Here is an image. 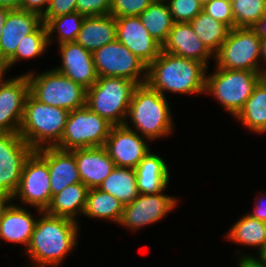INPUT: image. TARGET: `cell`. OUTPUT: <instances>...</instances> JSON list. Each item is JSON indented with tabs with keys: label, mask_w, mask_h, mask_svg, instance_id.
<instances>
[{
	"label": "cell",
	"mask_w": 266,
	"mask_h": 267,
	"mask_svg": "<svg viewBox=\"0 0 266 267\" xmlns=\"http://www.w3.org/2000/svg\"><path fill=\"white\" fill-rule=\"evenodd\" d=\"M39 215L29 245L23 250L31 260L28 267H60L78 244L79 222L45 211Z\"/></svg>",
	"instance_id": "obj_1"
},
{
	"label": "cell",
	"mask_w": 266,
	"mask_h": 267,
	"mask_svg": "<svg viewBox=\"0 0 266 267\" xmlns=\"http://www.w3.org/2000/svg\"><path fill=\"white\" fill-rule=\"evenodd\" d=\"M207 70L204 63L162 50L147 68L146 83L164 97L166 92L201 95L205 92Z\"/></svg>",
	"instance_id": "obj_2"
},
{
	"label": "cell",
	"mask_w": 266,
	"mask_h": 267,
	"mask_svg": "<svg viewBox=\"0 0 266 267\" xmlns=\"http://www.w3.org/2000/svg\"><path fill=\"white\" fill-rule=\"evenodd\" d=\"M169 104L166 97L147 83L139 84L133 91L124 125L140 132L149 142L169 136L175 129Z\"/></svg>",
	"instance_id": "obj_3"
},
{
	"label": "cell",
	"mask_w": 266,
	"mask_h": 267,
	"mask_svg": "<svg viewBox=\"0 0 266 267\" xmlns=\"http://www.w3.org/2000/svg\"><path fill=\"white\" fill-rule=\"evenodd\" d=\"M69 111L47 105L28 94L19 134L33 149L55 147L60 141Z\"/></svg>",
	"instance_id": "obj_4"
},
{
	"label": "cell",
	"mask_w": 266,
	"mask_h": 267,
	"mask_svg": "<svg viewBox=\"0 0 266 267\" xmlns=\"http://www.w3.org/2000/svg\"><path fill=\"white\" fill-rule=\"evenodd\" d=\"M214 67V73L206 74L204 94L212 95L224 111L235 117L265 75L255 71Z\"/></svg>",
	"instance_id": "obj_5"
},
{
	"label": "cell",
	"mask_w": 266,
	"mask_h": 267,
	"mask_svg": "<svg viewBox=\"0 0 266 267\" xmlns=\"http://www.w3.org/2000/svg\"><path fill=\"white\" fill-rule=\"evenodd\" d=\"M137 84L122 77H98L86 90L85 105L113 126L124 125Z\"/></svg>",
	"instance_id": "obj_6"
},
{
	"label": "cell",
	"mask_w": 266,
	"mask_h": 267,
	"mask_svg": "<svg viewBox=\"0 0 266 267\" xmlns=\"http://www.w3.org/2000/svg\"><path fill=\"white\" fill-rule=\"evenodd\" d=\"M26 74L29 93L40 102L69 112L85 106L86 89L54 68L41 73L31 70Z\"/></svg>",
	"instance_id": "obj_7"
},
{
	"label": "cell",
	"mask_w": 266,
	"mask_h": 267,
	"mask_svg": "<svg viewBox=\"0 0 266 267\" xmlns=\"http://www.w3.org/2000/svg\"><path fill=\"white\" fill-rule=\"evenodd\" d=\"M113 125L86 105L69 112L61 141L62 150L103 147Z\"/></svg>",
	"instance_id": "obj_8"
},
{
	"label": "cell",
	"mask_w": 266,
	"mask_h": 267,
	"mask_svg": "<svg viewBox=\"0 0 266 267\" xmlns=\"http://www.w3.org/2000/svg\"><path fill=\"white\" fill-rule=\"evenodd\" d=\"M34 207L37 214L45 211L52 200L50 175L47 165V147L34 150L26 159L19 186L13 200Z\"/></svg>",
	"instance_id": "obj_9"
},
{
	"label": "cell",
	"mask_w": 266,
	"mask_h": 267,
	"mask_svg": "<svg viewBox=\"0 0 266 267\" xmlns=\"http://www.w3.org/2000/svg\"><path fill=\"white\" fill-rule=\"evenodd\" d=\"M261 38L252 28L230 29L220 50L215 54L218 68L261 72Z\"/></svg>",
	"instance_id": "obj_10"
},
{
	"label": "cell",
	"mask_w": 266,
	"mask_h": 267,
	"mask_svg": "<svg viewBox=\"0 0 266 267\" xmlns=\"http://www.w3.org/2000/svg\"><path fill=\"white\" fill-rule=\"evenodd\" d=\"M98 77H122L146 83L148 66L117 39L92 53Z\"/></svg>",
	"instance_id": "obj_11"
},
{
	"label": "cell",
	"mask_w": 266,
	"mask_h": 267,
	"mask_svg": "<svg viewBox=\"0 0 266 267\" xmlns=\"http://www.w3.org/2000/svg\"><path fill=\"white\" fill-rule=\"evenodd\" d=\"M178 201V198L164 194V191L158 194H139L132 202L124 205L119 225L129 231H139L165 218L177 207Z\"/></svg>",
	"instance_id": "obj_12"
},
{
	"label": "cell",
	"mask_w": 266,
	"mask_h": 267,
	"mask_svg": "<svg viewBox=\"0 0 266 267\" xmlns=\"http://www.w3.org/2000/svg\"><path fill=\"white\" fill-rule=\"evenodd\" d=\"M33 151L19 133L0 132V192L15 194L24 163Z\"/></svg>",
	"instance_id": "obj_13"
},
{
	"label": "cell",
	"mask_w": 266,
	"mask_h": 267,
	"mask_svg": "<svg viewBox=\"0 0 266 267\" xmlns=\"http://www.w3.org/2000/svg\"><path fill=\"white\" fill-rule=\"evenodd\" d=\"M4 76L0 78V132L19 133L29 94L28 76Z\"/></svg>",
	"instance_id": "obj_14"
},
{
	"label": "cell",
	"mask_w": 266,
	"mask_h": 267,
	"mask_svg": "<svg viewBox=\"0 0 266 267\" xmlns=\"http://www.w3.org/2000/svg\"><path fill=\"white\" fill-rule=\"evenodd\" d=\"M148 139L125 125L112 126L104 147L117 167L135 169L151 150Z\"/></svg>",
	"instance_id": "obj_15"
},
{
	"label": "cell",
	"mask_w": 266,
	"mask_h": 267,
	"mask_svg": "<svg viewBox=\"0 0 266 267\" xmlns=\"http://www.w3.org/2000/svg\"><path fill=\"white\" fill-rule=\"evenodd\" d=\"M116 39L149 66L161 53L162 45L144 28L138 16L115 18Z\"/></svg>",
	"instance_id": "obj_16"
},
{
	"label": "cell",
	"mask_w": 266,
	"mask_h": 267,
	"mask_svg": "<svg viewBox=\"0 0 266 267\" xmlns=\"http://www.w3.org/2000/svg\"><path fill=\"white\" fill-rule=\"evenodd\" d=\"M58 50L62 64L53 67L55 70L80 84L86 90L94 85L98 75L95 70L92 52L84 49L76 41L60 44Z\"/></svg>",
	"instance_id": "obj_17"
},
{
	"label": "cell",
	"mask_w": 266,
	"mask_h": 267,
	"mask_svg": "<svg viewBox=\"0 0 266 267\" xmlns=\"http://www.w3.org/2000/svg\"><path fill=\"white\" fill-rule=\"evenodd\" d=\"M43 23L42 17L21 9L11 10L0 37V62L4 64L15 52L20 41Z\"/></svg>",
	"instance_id": "obj_18"
},
{
	"label": "cell",
	"mask_w": 266,
	"mask_h": 267,
	"mask_svg": "<svg viewBox=\"0 0 266 267\" xmlns=\"http://www.w3.org/2000/svg\"><path fill=\"white\" fill-rule=\"evenodd\" d=\"M162 50L173 55L197 60L204 63L208 68V61L215 59V55L194 33L190 22L174 23Z\"/></svg>",
	"instance_id": "obj_19"
},
{
	"label": "cell",
	"mask_w": 266,
	"mask_h": 267,
	"mask_svg": "<svg viewBox=\"0 0 266 267\" xmlns=\"http://www.w3.org/2000/svg\"><path fill=\"white\" fill-rule=\"evenodd\" d=\"M74 153L80 180L89 189L98 188L116 167L106 148H78Z\"/></svg>",
	"instance_id": "obj_20"
},
{
	"label": "cell",
	"mask_w": 266,
	"mask_h": 267,
	"mask_svg": "<svg viewBox=\"0 0 266 267\" xmlns=\"http://www.w3.org/2000/svg\"><path fill=\"white\" fill-rule=\"evenodd\" d=\"M34 214L20 204L12 203L0 218V240L27 248L38 219Z\"/></svg>",
	"instance_id": "obj_21"
},
{
	"label": "cell",
	"mask_w": 266,
	"mask_h": 267,
	"mask_svg": "<svg viewBox=\"0 0 266 267\" xmlns=\"http://www.w3.org/2000/svg\"><path fill=\"white\" fill-rule=\"evenodd\" d=\"M47 165L52 197L68 185L81 182L74 153L57 147H47Z\"/></svg>",
	"instance_id": "obj_22"
},
{
	"label": "cell",
	"mask_w": 266,
	"mask_h": 267,
	"mask_svg": "<svg viewBox=\"0 0 266 267\" xmlns=\"http://www.w3.org/2000/svg\"><path fill=\"white\" fill-rule=\"evenodd\" d=\"M136 171V183L139 194H158L166 191L170 172L165 160L151 150L139 162Z\"/></svg>",
	"instance_id": "obj_23"
},
{
	"label": "cell",
	"mask_w": 266,
	"mask_h": 267,
	"mask_svg": "<svg viewBox=\"0 0 266 267\" xmlns=\"http://www.w3.org/2000/svg\"><path fill=\"white\" fill-rule=\"evenodd\" d=\"M116 21L112 15L85 17L76 42L84 49L94 52L116 40Z\"/></svg>",
	"instance_id": "obj_24"
},
{
	"label": "cell",
	"mask_w": 266,
	"mask_h": 267,
	"mask_svg": "<svg viewBox=\"0 0 266 267\" xmlns=\"http://www.w3.org/2000/svg\"><path fill=\"white\" fill-rule=\"evenodd\" d=\"M88 190L89 188L82 182L66 186L52 197L45 212L52 216L66 217L78 222L77 218L83 215L85 210Z\"/></svg>",
	"instance_id": "obj_25"
},
{
	"label": "cell",
	"mask_w": 266,
	"mask_h": 267,
	"mask_svg": "<svg viewBox=\"0 0 266 267\" xmlns=\"http://www.w3.org/2000/svg\"><path fill=\"white\" fill-rule=\"evenodd\" d=\"M234 119L251 132L259 135L266 133V76L255 87Z\"/></svg>",
	"instance_id": "obj_26"
},
{
	"label": "cell",
	"mask_w": 266,
	"mask_h": 267,
	"mask_svg": "<svg viewBox=\"0 0 266 267\" xmlns=\"http://www.w3.org/2000/svg\"><path fill=\"white\" fill-rule=\"evenodd\" d=\"M225 235L229 242L256 248L260 253L266 245V222L252 218L249 214L242 216Z\"/></svg>",
	"instance_id": "obj_27"
},
{
	"label": "cell",
	"mask_w": 266,
	"mask_h": 267,
	"mask_svg": "<svg viewBox=\"0 0 266 267\" xmlns=\"http://www.w3.org/2000/svg\"><path fill=\"white\" fill-rule=\"evenodd\" d=\"M124 205L112 194L98 188L88 190L86 206L83 215L88 218L110 220L119 224Z\"/></svg>",
	"instance_id": "obj_28"
},
{
	"label": "cell",
	"mask_w": 266,
	"mask_h": 267,
	"mask_svg": "<svg viewBox=\"0 0 266 267\" xmlns=\"http://www.w3.org/2000/svg\"><path fill=\"white\" fill-rule=\"evenodd\" d=\"M98 189L112 194L123 205L129 204L139 195L135 169L116 166Z\"/></svg>",
	"instance_id": "obj_29"
},
{
	"label": "cell",
	"mask_w": 266,
	"mask_h": 267,
	"mask_svg": "<svg viewBox=\"0 0 266 267\" xmlns=\"http://www.w3.org/2000/svg\"><path fill=\"white\" fill-rule=\"evenodd\" d=\"M138 17L150 35L163 46L175 23L166 0H155Z\"/></svg>",
	"instance_id": "obj_30"
},
{
	"label": "cell",
	"mask_w": 266,
	"mask_h": 267,
	"mask_svg": "<svg viewBox=\"0 0 266 267\" xmlns=\"http://www.w3.org/2000/svg\"><path fill=\"white\" fill-rule=\"evenodd\" d=\"M194 33L200 41L215 55L228 36L230 28L215 20L203 10L190 21Z\"/></svg>",
	"instance_id": "obj_31"
},
{
	"label": "cell",
	"mask_w": 266,
	"mask_h": 267,
	"mask_svg": "<svg viewBox=\"0 0 266 267\" xmlns=\"http://www.w3.org/2000/svg\"><path fill=\"white\" fill-rule=\"evenodd\" d=\"M48 47V32L46 24L43 22L33 33L20 41L16 52L3 64L4 71L8 73V70L19 61H27L44 55Z\"/></svg>",
	"instance_id": "obj_32"
},
{
	"label": "cell",
	"mask_w": 266,
	"mask_h": 267,
	"mask_svg": "<svg viewBox=\"0 0 266 267\" xmlns=\"http://www.w3.org/2000/svg\"><path fill=\"white\" fill-rule=\"evenodd\" d=\"M84 19L85 16L78 12L60 15L55 18H42L47 27L49 45L54 43L55 39L58 45L75 42ZM53 35H57L55 39Z\"/></svg>",
	"instance_id": "obj_33"
},
{
	"label": "cell",
	"mask_w": 266,
	"mask_h": 267,
	"mask_svg": "<svg viewBox=\"0 0 266 267\" xmlns=\"http://www.w3.org/2000/svg\"><path fill=\"white\" fill-rule=\"evenodd\" d=\"M235 28H252L266 13V0H231Z\"/></svg>",
	"instance_id": "obj_34"
},
{
	"label": "cell",
	"mask_w": 266,
	"mask_h": 267,
	"mask_svg": "<svg viewBox=\"0 0 266 267\" xmlns=\"http://www.w3.org/2000/svg\"><path fill=\"white\" fill-rule=\"evenodd\" d=\"M175 23L193 20L202 10L200 0H166Z\"/></svg>",
	"instance_id": "obj_35"
},
{
	"label": "cell",
	"mask_w": 266,
	"mask_h": 267,
	"mask_svg": "<svg viewBox=\"0 0 266 267\" xmlns=\"http://www.w3.org/2000/svg\"><path fill=\"white\" fill-rule=\"evenodd\" d=\"M155 0H112L110 15L114 18L139 16Z\"/></svg>",
	"instance_id": "obj_36"
},
{
	"label": "cell",
	"mask_w": 266,
	"mask_h": 267,
	"mask_svg": "<svg viewBox=\"0 0 266 267\" xmlns=\"http://www.w3.org/2000/svg\"><path fill=\"white\" fill-rule=\"evenodd\" d=\"M203 11L230 29L235 28L231 0L209 1L203 5Z\"/></svg>",
	"instance_id": "obj_37"
},
{
	"label": "cell",
	"mask_w": 266,
	"mask_h": 267,
	"mask_svg": "<svg viewBox=\"0 0 266 267\" xmlns=\"http://www.w3.org/2000/svg\"><path fill=\"white\" fill-rule=\"evenodd\" d=\"M112 0H77V12L85 17L109 15Z\"/></svg>",
	"instance_id": "obj_38"
},
{
	"label": "cell",
	"mask_w": 266,
	"mask_h": 267,
	"mask_svg": "<svg viewBox=\"0 0 266 267\" xmlns=\"http://www.w3.org/2000/svg\"><path fill=\"white\" fill-rule=\"evenodd\" d=\"M49 7L42 18H55L77 12V0H49Z\"/></svg>",
	"instance_id": "obj_39"
},
{
	"label": "cell",
	"mask_w": 266,
	"mask_h": 267,
	"mask_svg": "<svg viewBox=\"0 0 266 267\" xmlns=\"http://www.w3.org/2000/svg\"><path fill=\"white\" fill-rule=\"evenodd\" d=\"M49 0H21V10L34 12L43 17L48 10Z\"/></svg>",
	"instance_id": "obj_40"
},
{
	"label": "cell",
	"mask_w": 266,
	"mask_h": 267,
	"mask_svg": "<svg viewBox=\"0 0 266 267\" xmlns=\"http://www.w3.org/2000/svg\"><path fill=\"white\" fill-rule=\"evenodd\" d=\"M265 193L260 194L259 197L254 201L253 212L247 213L252 218L266 222V198Z\"/></svg>",
	"instance_id": "obj_41"
},
{
	"label": "cell",
	"mask_w": 266,
	"mask_h": 267,
	"mask_svg": "<svg viewBox=\"0 0 266 267\" xmlns=\"http://www.w3.org/2000/svg\"><path fill=\"white\" fill-rule=\"evenodd\" d=\"M238 265L237 267H266V264H264L256 255L252 256L248 254H243L242 256H238Z\"/></svg>",
	"instance_id": "obj_42"
},
{
	"label": "cell",
	"mask_w": 266,
	"mask_h": 267,
	"mask_svg": "<svg viewBox=\"0 0 266 267\" xmlns=\"http://www.w3.org/2000/svg\"><path fill=\"white\" fill-rule=\"evenodd\" d=\"M252 29L261 39L266 38V13L256 22Z\"/></svg>",
	"instance_id": "obj_43"
},
{
	"label": "cell",
	"mask_w": 266,
	"mask_h": 267,
	"mask_svg": "<svg viewBox=\"0 0 266 267\" xmlns=\"http://www.w3.org/2000/svg\"><path fill=\"white\" fill-rule=\"evenodd\" d=\"M12 202H14L13 196L0 192V218L5 214Z\"/></svg>",
	"instance_id": "obj_44"
},
{
	"label": "cell",
	"mask_w": 266,
	"mask_h": 267,
	"mask_svg": "<svg viewBox=\"0 0 266 267\" xmlns=\"http://www.w3.org/2000/svg\"><path fill=\"white\" fill-rule=\"evenodd\" d=\"M260 61L261 64V73L266 76V38H262L260 41Z\"/></svg>",
	"instance_id": "obj_45"
},
{
	"label": "cell",
	"mask_w": 266,
	"mask_h": 267,
	"mask_svg": "<svg viewBox=\"0 0 266 267\" xmlns=\"http://www.w3.org/2000/svg\"><path fill=\"white\" fill-rule=\"evenodd\" d=\"M0 7H5L10 10L21 9V0H0Z\"/></svg>",
	"instance_id": "obj_46"
},
{
	"label": "cell",
	"mask_w": 266,
	"mask_h": 267,
	"mask_svg": "<svg viewBox=\"0 0 266 267\" xmlns=\"http://www.w3.org/2000/svg\"><path fill=\"white\" fill-rule=\"evenodd\" d=\"M11 10L8 9V8H5V7H0V37H1V34L3 32V27H4V23L6 21V18L8 16V13L10 12Z\"/></svg>",
	"instance_id": "obj_47"
},
{
	"label": "cell",
	"mask_w": 266,
	"mask_h": 267,
	"mask_svg": "<svg viewBox=\"0 0 266 267\" xmlns=\"http://www.w3.org/2000/svg\"><path fill=\"white\" fill-rule=\"evenodd\" d=\"M257 256L264 264H266V245L264 246L263 250L257 254Z\"/></svg>",
	"instance_id": "obj_48"
},
{
	"label": "cell",
	"mask_w": 266,
	"mask_h": 267,
	"mask_svg": "<svg viewBox=\"0 0 266 267\" xmlns=\"http://www.w3.org/2000/svg\"><path fill=\"white\" fill-rule=\"evenodd\" d=\"M6 74L5 71H4V68H3V64L0 62V78Z\"/></svg>",
	"instance_id": "obj_49"
},
{
	"label": "cell",
	"mask_w": 266,
	"mask_h": 267,
	"mask_svg": "<svg viewBox=\"0 0 266 267\" xmlns=\"http://www.w3.org/2000/svg\"><path fill=\"white\" fill-rule=\"evenodd\" d=\"M212 1V0H200V2L204 5L205 3Z\"/></svg>",
	"instance_id": "obj_50"
}]
</instances>
